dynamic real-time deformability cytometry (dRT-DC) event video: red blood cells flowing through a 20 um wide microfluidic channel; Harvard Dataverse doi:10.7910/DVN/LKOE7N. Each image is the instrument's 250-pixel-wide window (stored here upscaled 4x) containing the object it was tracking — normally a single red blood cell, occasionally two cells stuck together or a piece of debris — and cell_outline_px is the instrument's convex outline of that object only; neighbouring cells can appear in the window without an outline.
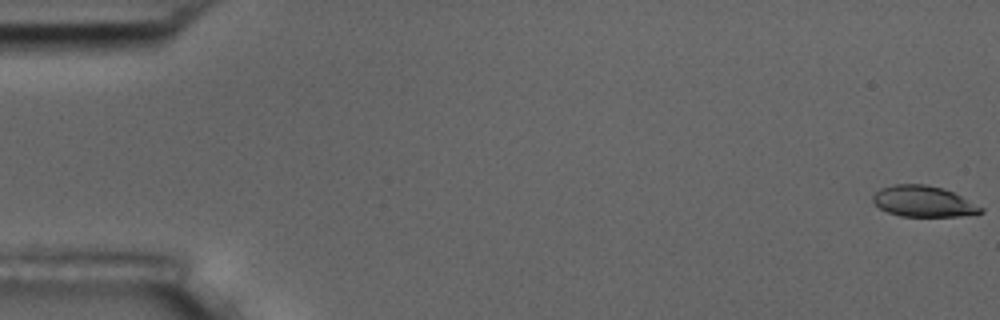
{"species": "common noctule bat (a hibernating species)", "species_latin": "Nyctalus noctula", "temperature_condition": "room temperature", "stored_images_in_passage": 57, "camera_frame_rate_fps": 3000, "um_per_image_px": 0.085, "animal": {"sex": "male", "body_mass_g": 17.5, "forearm_length_mm": 52.3}, "frame": {"image": 1, "passage_image": 1, "time_ms": 0.0, "image_size_px": [1000, 320], "cell_outline_px": [[984, 212], [976, 216], [900, 216], [888, 212], [880, 208], [872, 200], [872, 196], [880, 188], [892, 184], [924, 184], [944, 188], [984, 208]], "centroid_in_image_um": [78.52, 17.12], "position_along_channel_um": 6.5, "area_um2": 19.59}}
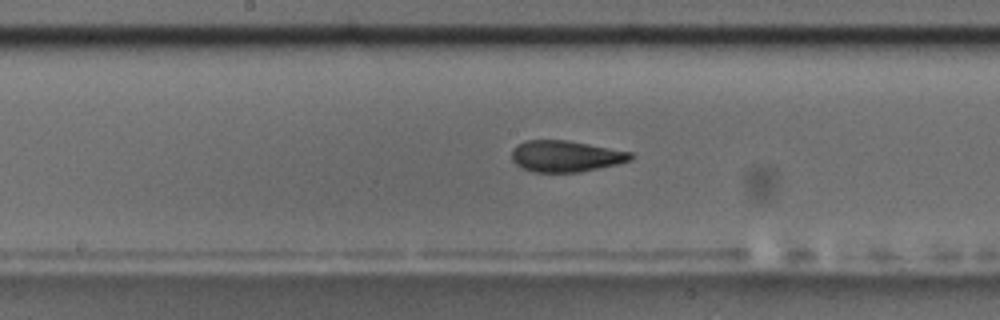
{"frame": {"image": 2, "passage_image": 30, "time_ms": 9.667, "image_size_px": [1000, 320], "cell_outline_px": [[632, 160], [616, 164], [580, 172], [532, 172], [516, 164], [512, 160], [512, 148], [516, 144], [524, 140], [568, 140], [632, 152]], "centroid_in_image_um": [48.05, 13.27], "position_along_channel_um": 200.1, "area_um2": 21.73}}
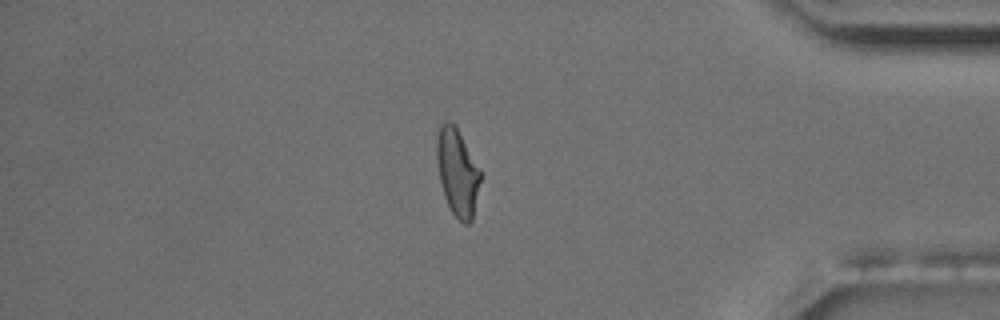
{"frame": {"image": 3, "passage_image": 49, "time_ms": 16.0, "image_size_px": [1000, 320], "cell_outline_px": [[480, 180], [472, 220], [468, 224], [464, 224], [452, 212], [444, 196], [440, 180], [436, 156], [436, 136], [440, 124], [444, 120], [448, 120], [456, 128], [480, 168]], "centroid_in_image_um": [38.86, 14.62], "position_along_channel_um": 396.3, "area_um2": 21.85}, "authors_computed_cell_mechanics": {"area_um2": 21.8484, "velocity_mm_per_s": 3.5787, "shape_relaxation_time_tau1_ms": 5.0799, "shape_relaxation_time_tau2_ms": 2.0038, "deformation_change_tau1": 0.1604, "deformation_change_tau2": 0.0793}}